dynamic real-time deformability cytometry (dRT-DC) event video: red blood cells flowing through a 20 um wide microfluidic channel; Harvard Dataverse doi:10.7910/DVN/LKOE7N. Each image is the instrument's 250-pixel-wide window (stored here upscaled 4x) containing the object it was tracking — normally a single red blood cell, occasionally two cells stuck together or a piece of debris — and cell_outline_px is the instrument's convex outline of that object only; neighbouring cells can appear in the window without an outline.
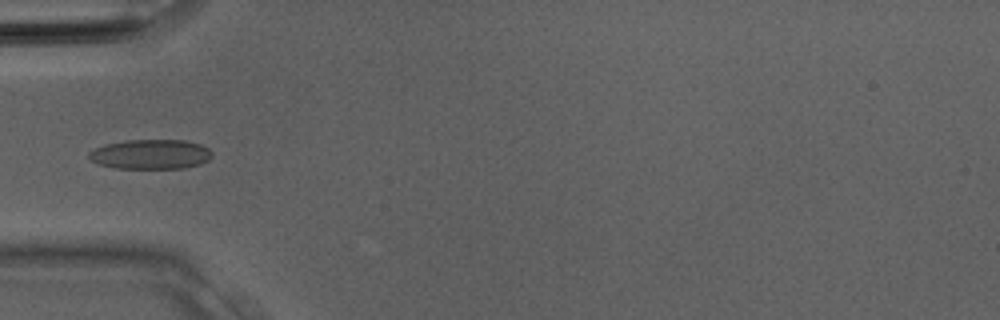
{"species": "Egyptian fruit bat (a non-hibernating species)", "species_latin": "Rousettus aegyptiacus", "temperature_condition": "room temperature", "stored_images_in_passage": 33, "camera_frame_rate_fps": 3000, "um_per_image_px": 0.085, "animal": {"sex": "male"}, "frame": {"image": 1, "passage_image": 11, "time_ms": 3.333, "image_size_px": [1000, 320], "cell_outline_px": [[212, 156], [208, 160], [200, 164], [184, 168], [116, 168], [100, 164], [92, 160], [88, 156], [88, 152], [104, 144], [124, 140], [184, 140], [200, 144], [208, 148], [212, 152]], "centroid_in_image_um": [12.81, 13.1], "position_along_channel_um": 72.2, "area_um2": 21.27}}
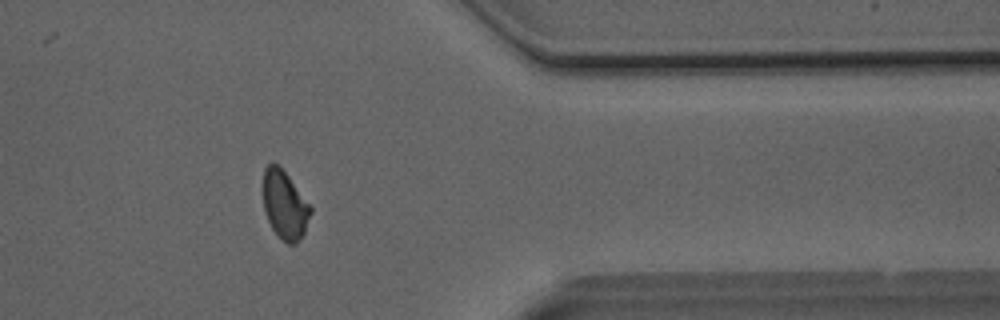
{"frame": {"image": 2, "passage_image": 27, "time_ms": 8.667, "image_size_px": [1000, 320], "cell_outline_px": [[312, 212], [304, 232], [296, 244], [288, 244], [272, 228], [264, 212], [260, 184], [264, 168], [268, 164], [276, 164], [288, 176], [312, 208]], "centroid_in_image_um": [24.15, 17.39], "position_along_channel_um": 387.3, "area_um2": 19.02}}
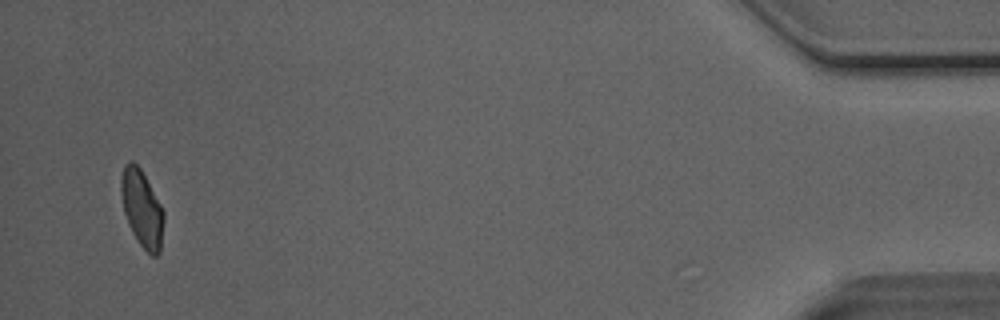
{"frame": {"image": 3, "passage_image": 32, "time_ms": 10.333, "image_size_px": [1000, 320], "cell_outline_px": [[164, 220], [160, 252], [156, 256], [152, 256], [140, 244], [132, 232], [128, 224], [124, 212], [120, 196], [120, 180], [124, 164], [128, 160], [132, 160], [140, 168], [160, 204], [164, 212]], "centroid_in_image_um": [12.04, 17.71], "position_along_channel_um": 423.2, "area_um2": 19.13}}